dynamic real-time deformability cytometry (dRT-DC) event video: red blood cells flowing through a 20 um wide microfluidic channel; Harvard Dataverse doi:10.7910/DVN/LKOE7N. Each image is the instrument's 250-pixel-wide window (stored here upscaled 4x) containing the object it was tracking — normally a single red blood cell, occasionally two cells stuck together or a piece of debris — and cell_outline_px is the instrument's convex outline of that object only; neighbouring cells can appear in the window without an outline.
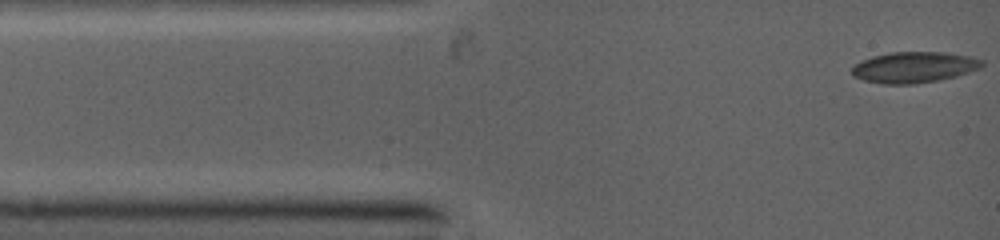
{"species": "common noctule bat (a hibernating species)", "species_latin": "Nyctalus noctula", "temperature_condition": "warm", "stored_images_in_passage": 4, "camera_frame_rate_fps": 5000, "um_per_image_px": 0.085, "animal": {"sex": "female", "body_mass_g": 19.0, "forearm_length_mm": 53.3}, "frame": {"image": 1, "passage_image": 1, "time_ms": 0.0, "image_size_px": [1000, 240], "cell_outline_px": [[984, 64], [980, 68], [956, 76], [916, 84], [880, 84], [864, 80], [852, 76], [852, 64], [860, 60], [872, 56], [892, 52], [944, 52], [972, 56], [984, 60]], "centroid_in_image_um": [77.67, 5.71], "position_along_channel_um": 7.3, "area_um2": 23.7}}